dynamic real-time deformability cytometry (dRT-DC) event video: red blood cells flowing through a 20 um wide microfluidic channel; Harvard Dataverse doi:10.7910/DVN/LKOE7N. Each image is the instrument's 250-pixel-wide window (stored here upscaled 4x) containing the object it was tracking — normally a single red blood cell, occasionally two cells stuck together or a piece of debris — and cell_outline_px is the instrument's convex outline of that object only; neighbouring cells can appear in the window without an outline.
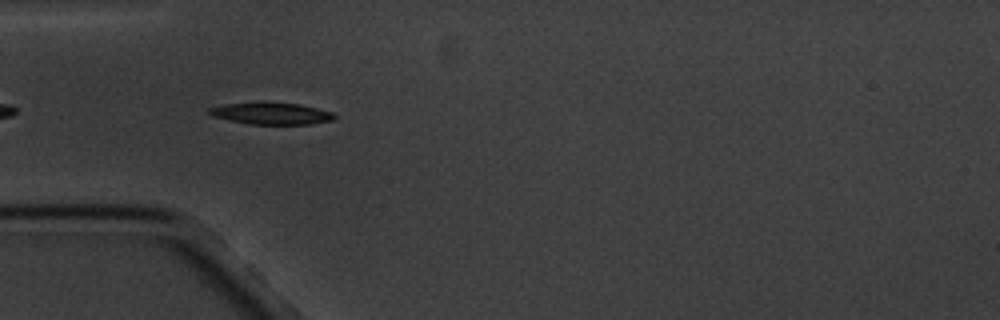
{"species": "common noctule bat (a hibernating species)", "species_latin": "Nyctalus noctula", "temperature_condition": "cold", "stored_images_in_passage": 6, "camera_frame_rate_fps": 3000, "um_per_image_px": 0.085, "animal": {"sex": "male", "body_mass_g": 20.1, "forearm_length_mm": 53.5}, "frame": {"image": 1, "passage_image": 5, "time_ms": 5.667, "image_size_px": [1000, 320], "cell_outline_px": [[336, 116], [332, 120], [308, 124], [248, 124], [212, 116], [208, 112], [208, 108], [224, 104], [260, 100], [272, 100], [300, 104], [332, 112]], "centroid_in_image_um": [23.01, 9.6], "position_along_channel_um": 62.0, "area_um2": 16.47}}
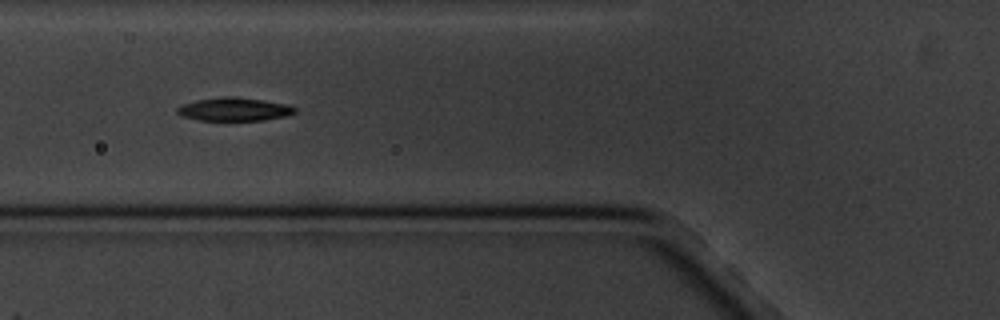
{"frame": {"image": 2, "passage_image": 6, "time_ms": 7.0, "image_size_px": [1000, 320], "cell_outline_px": [[296, 112], [288, 116], [264, 120], [200, 120], [184, 116], [176, 112], [176, 108], [184, 104], [196, 100], [224, 96], [236, 96], [264, 100], [288, 104], [296, 108]], "centroid_in_image_um": [19.96, 9.28], "position_along_channel_um": 105.8, "area_um2": 16.01}}